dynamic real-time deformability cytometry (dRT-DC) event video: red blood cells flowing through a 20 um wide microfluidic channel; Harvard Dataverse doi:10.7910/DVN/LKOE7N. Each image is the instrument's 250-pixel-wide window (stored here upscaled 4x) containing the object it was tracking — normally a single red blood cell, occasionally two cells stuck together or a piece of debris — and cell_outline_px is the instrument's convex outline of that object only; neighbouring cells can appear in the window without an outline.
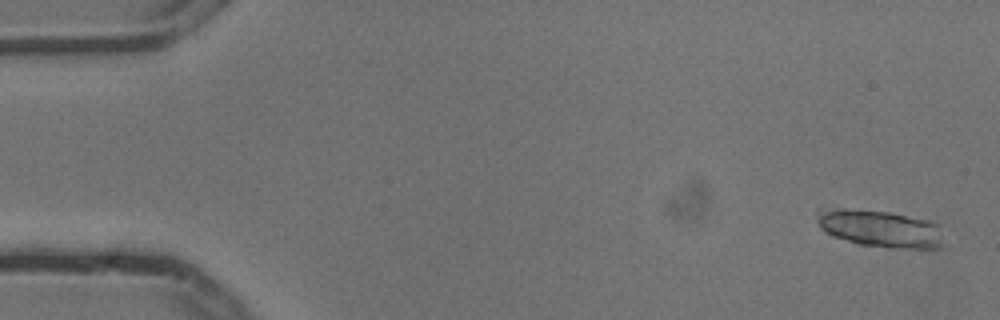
{"species": "common noctule bat (a hibernating species)", "species_latin": "Nyctalus noctula", "temperature_condition": "cold", "stored_images_in_passage": 5, "camera_frame_rate_fps": 3000, "um_per_image_px": 0.085, "animal": {"sex": "male", "body_mass_g": 13.3}, "frame": {"image": 1, "passage_image": 1, "time_ms": 0.0, "image_size_px": [1000, 320], "cell_outline_px": [[944, 248], [888, 248], [860, 244], [832, 236], [820, 228], [816, 220], [816, 208], [844, 208], [888, 212], [932, 220], [940, 224], [944, 244]], "centroid_in_image_um": [74.82, 19.42], "position_along_channel_um": 10.2, "area_um2": 28.15}}
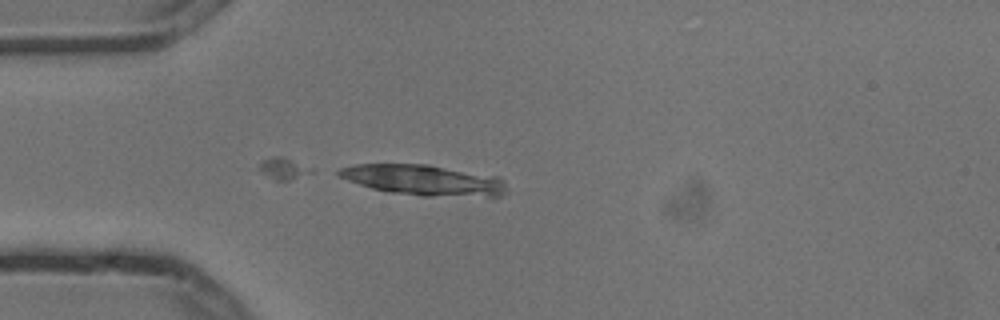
{"frame": {"image": 2, "passage_image": 5, "time_ms": 1.333, "image_size_px": [1000, 320], "cell_outline_px": [[504, 192], [500, 196], [420, 196], [388, 192], [372, 188], [348, 180], [340, 176], [336, 172], [340, 168], [356, 164], [428, 164], [500, 176], [504, 180]], "centroid_in_image_um": [36.03, 15.3], "position_along_channel_um": 49.0, "area_um2": 29.94}}